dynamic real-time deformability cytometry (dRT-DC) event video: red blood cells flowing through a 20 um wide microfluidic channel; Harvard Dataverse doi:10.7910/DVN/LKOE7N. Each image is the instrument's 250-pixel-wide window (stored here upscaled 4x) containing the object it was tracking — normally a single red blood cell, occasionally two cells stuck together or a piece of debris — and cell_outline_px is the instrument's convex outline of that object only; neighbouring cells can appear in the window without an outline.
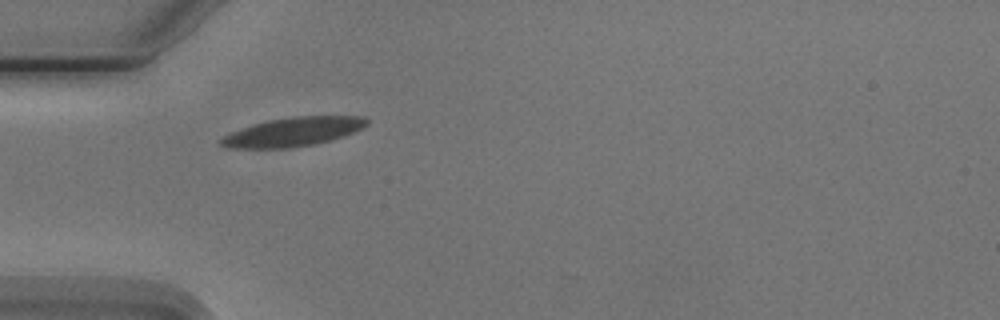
{"species": "Egyptian fruit bat (a non-hibernating species)", "species_latin": "Rousettus aegyptiacus", "temperature_condition": "cold", "stored_images_in_passage": 1, "camera_frame_rate_fps": 3000, "um_per_image_px": 0.085, "animal": {"sex": "male"}, "frame": {"image": 1, "passage_image": 1, "time_ms": 0.0, "image_size_px": [1000, 320], "cell_outline_px": [[368, 124], [344, 136], [312, 144], [288, 148], [228, 148], [220, 144], [220, 140], [224, 136], [232, 132], [252, 124], [292, 116], [364, 116], [368, 120]], "centroid_in_image_um": [24.9, 11.2], "position_along_channel_um": 60.1, "area_um2": 24.16}}